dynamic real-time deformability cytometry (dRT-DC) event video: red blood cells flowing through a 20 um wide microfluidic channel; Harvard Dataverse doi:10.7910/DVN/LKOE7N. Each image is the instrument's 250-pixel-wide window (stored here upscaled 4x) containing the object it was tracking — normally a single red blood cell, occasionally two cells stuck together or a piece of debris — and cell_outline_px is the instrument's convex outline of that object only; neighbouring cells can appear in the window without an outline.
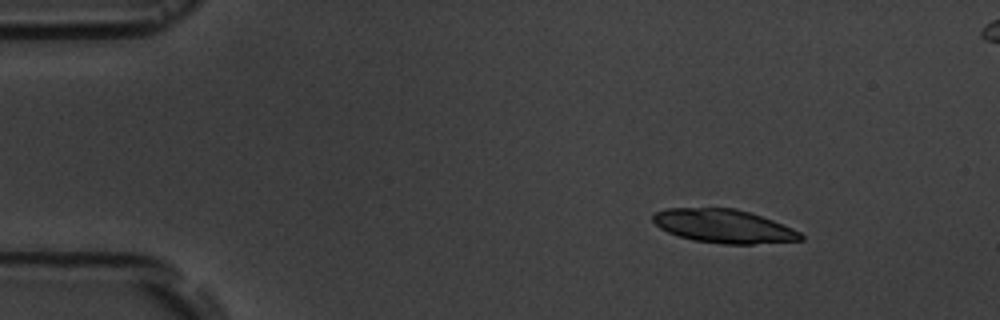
{"species": "common noctule bat (a hibernating species)", "species_latin": "Nyctalus noctula", "temperature_condition": "room temperature", "stored_images_in_passage": 5, "segment_of_instrument_passage": [1, 2], "camera_frame_rate_fps": 3000, "um_per_image_px": 0.085, "animal": {"sex": "male", "body_mass_g": 19.5, "forearm_length_mm": 54.6}, "frame": {"image": 1, "passage_image": 2, "time_ms": 1.0, "image_size_px": [1000, 320], "cell_outline_px": [[804, 240], [752, 244], [720, 244], [692, 240], [668, 232], [660, 228], [652, 220], [652, 216], [656, 212], [664, 208], [736, 208], [772, 220], [792, 228], [800, 232], [804, 236]], "centroid_in_image_um": [61.51, 19.23], "position_along_channel_um": 23.5, "area_um2": 28.84}}